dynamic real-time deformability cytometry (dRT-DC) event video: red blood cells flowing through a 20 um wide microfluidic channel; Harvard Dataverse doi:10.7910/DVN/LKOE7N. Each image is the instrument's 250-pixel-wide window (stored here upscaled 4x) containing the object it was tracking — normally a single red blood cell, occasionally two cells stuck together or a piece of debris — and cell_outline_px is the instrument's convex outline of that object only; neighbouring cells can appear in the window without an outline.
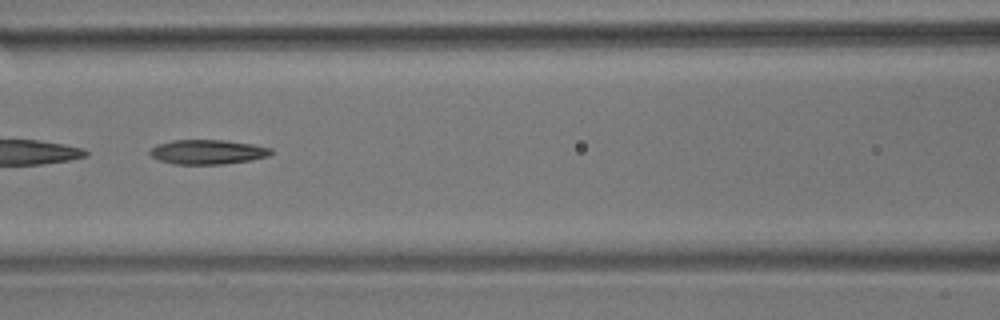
{"species": "common noctule bat (a hibernating species)", "species_latin": "Nyctalus noctula", "temperature_condition": "room temperature", "stored_images_in_passage": 55, "camera_frame_rate_fps": 3000, "um_per_image_px": 0.085, "animal": {"sex": "male", "body_mass_g": 17.9}, "frame": {"image": 1, "passage_image": 24, "time_ms": 7.667, "image_size_px": [1000, 320], "cell_outline_px": [[272, 152], [268, 156], [252, 160], [224, 164], [176, 164], [160, 160], [152, 156], [148, 152], [156, 144], [172, 140], [224, 140], [252, 144], [272, 148]], "centroid_in_image_um": [17.65, 12.91], "position_along_channel_um": 148.9, "area_um2": 17.28}}